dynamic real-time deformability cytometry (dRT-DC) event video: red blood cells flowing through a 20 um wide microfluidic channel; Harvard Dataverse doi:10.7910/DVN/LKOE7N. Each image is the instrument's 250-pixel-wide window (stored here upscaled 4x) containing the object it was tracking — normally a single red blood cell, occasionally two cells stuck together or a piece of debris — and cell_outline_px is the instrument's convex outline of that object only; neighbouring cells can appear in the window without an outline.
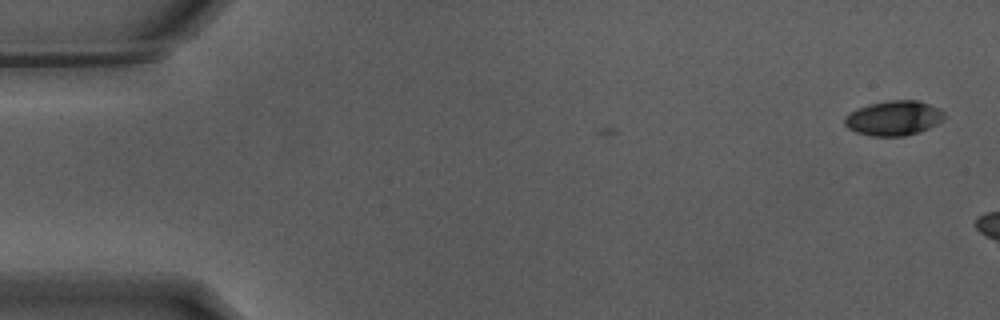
{"species": "Egyptian fruit bat (a non-hibernating species)", "species_latin": "Rousettus aegyptiacus", "temperature_condition": "warm", "stored_images_in_passage": 2, "camera_frame_rate_fps": 3000, "um_per_image_px": 0.085, "animal": {"sex": "male"}, "frame": {"image": 1, "passage_image": 2, "time_ms": 0.333, "image_size_px": [1000, 320], "cell_outline_px": [[948, 116], [944, 120], [920, 132], [904, 136], [872, 136], [856, 132], [848, 128], [844, 124], [844, 116], [868, 104], [888, 100], [920, 100], [940, 108]], "centroid_in_image_um": [76.02, 10.03], "position_along_channel_um": 9.0, "area_um2": 20.4}}